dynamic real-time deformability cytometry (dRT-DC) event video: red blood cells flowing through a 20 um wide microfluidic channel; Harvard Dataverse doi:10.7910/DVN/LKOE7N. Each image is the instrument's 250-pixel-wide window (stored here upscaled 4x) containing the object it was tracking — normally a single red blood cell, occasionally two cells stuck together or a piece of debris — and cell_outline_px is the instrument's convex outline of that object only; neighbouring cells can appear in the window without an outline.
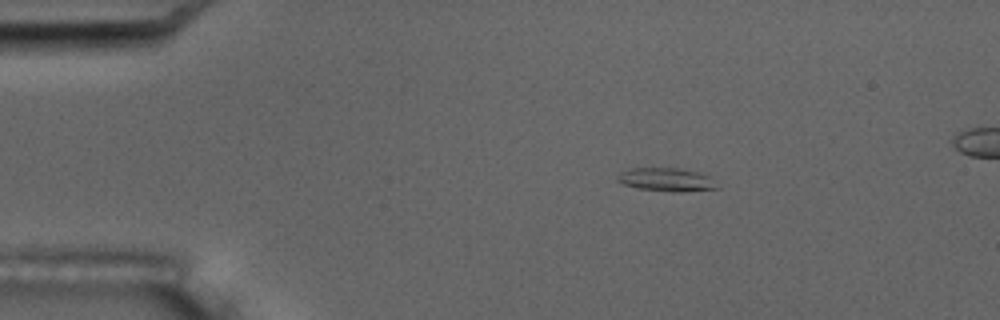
{"species": "common noctule bat (a hibernating species)", "species_latin": "Nyctalus noctula", "temperature_condition": "room temperature", "stored_images_in_passage": 5, "camera_frame_rate_fps": 3000, "um_per_image_px": 0.085, "animal": {"sex": "male", "body_mass_g": 17.5, "forearm_length_mm": 52.3}, "frame": {"image": 1, "passage_image": 3, "time_ms": 2.333, "image_size_px": [1000, 320], "cell_outline_px": [[720, 188], [680, 192], [672, 192], [636, 188], [624, 184], [616, 180], [616, 176], [620, 172], [632, 168], [680, 168], [696, 172], [708, 176]], "centroid_in_image_um": [56.61, 15.27], "position_along_channel_um": 28.4, "area_um2": 13.53}}